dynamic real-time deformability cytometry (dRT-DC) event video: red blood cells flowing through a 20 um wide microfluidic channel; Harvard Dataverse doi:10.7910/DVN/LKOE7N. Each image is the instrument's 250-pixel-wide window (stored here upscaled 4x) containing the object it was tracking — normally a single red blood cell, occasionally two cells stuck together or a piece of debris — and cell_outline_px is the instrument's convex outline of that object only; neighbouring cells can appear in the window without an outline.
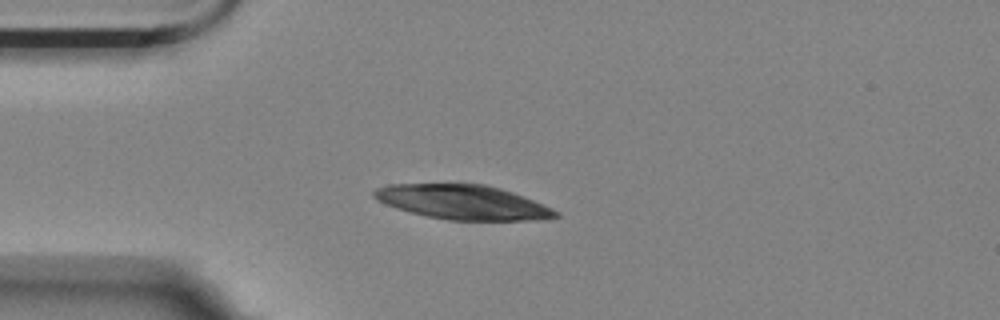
{"species": "Egyptian fruit bat (a non-hibernating species)", "species_latin": "Rousettus aegyptiacus", "temperature_condition": "room temperature", "stored_images_in_passage": 4, "camera_frame_rate_fps": 3000, "um_per_image_px": 0.085, "animal": {"sex": "female"}, "frame": {"image": 1, "passage_image": 2, "time_ms": 3.667, "image_size_px": [1000, 320], "cell_outline_px": [[560, 216], [548, 220], [448, 220], [428, 216], [396, 208], [384, 204], [376, 200], [372, 196], [372, 192], [376, 188], [388, 184], [484, 184], [500, 188], [524, 196], [552, 208], [560, 212]], "centroid_in_image_um": [39.36, 17.19], "position_along_channel_um": 45.6, "area_um2": 36.59}}